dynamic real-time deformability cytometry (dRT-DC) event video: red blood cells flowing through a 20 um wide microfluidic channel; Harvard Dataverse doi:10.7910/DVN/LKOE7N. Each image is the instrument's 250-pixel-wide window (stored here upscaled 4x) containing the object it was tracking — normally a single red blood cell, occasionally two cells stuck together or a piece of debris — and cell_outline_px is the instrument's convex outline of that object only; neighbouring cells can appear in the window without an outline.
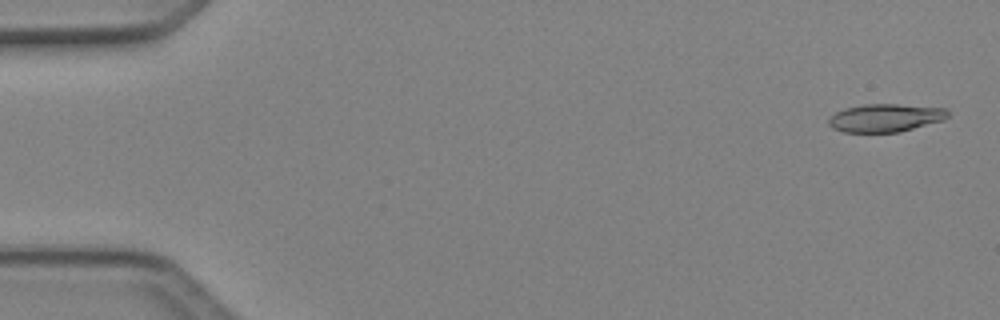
{"species": "Egyptian fruit bat (a non-hibernating species)", "species_latin": "Rousettus aegyptiacus", "temperature_condition": "cold", "stored_images_in_passage": 6, "camera_frame_rate_fps": 3000, "um_per_image_px": 0.085, "animal": {"sex": "female"}, "frame": {"image": 1, "passage_image": 1, "time_ms": 0.0, "image_size_px": [1000, 320], "cell_outline_px": [[948, 116], [944, 120], [900, 132], [844, 132], [832, 128], [828, 124], [828, 120], [836, 112], [844, 108], [864, 104], [896, 104], [948, 108]], "centroid_in_image_um": [75.27, 10.01], "position_along_channel_um": 9.7, "area_um2": 19.54}}
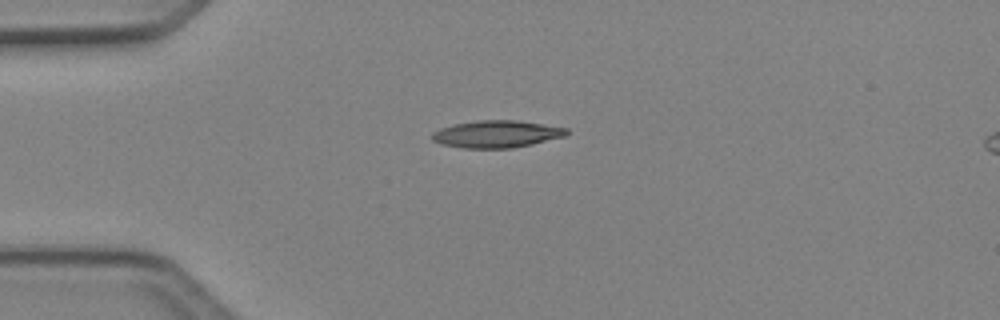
{"frame": {"image": 2, "passage_image": 4, "time_ms": 1.0, "image_size_px": [1000, 320], "cell_outline_px": [[568, 132], [564, 136], [532, 144], [512, 148], [464, 148], [440, 144], [432, 140], [432, 132], [440, 128], [452, 124], [476, 120], [516, 120], [568, 128]], "centroid_in_image_um": [42.16, 11.39], "position_along_channel_um": 42.8, "area_um2": 21.33}}
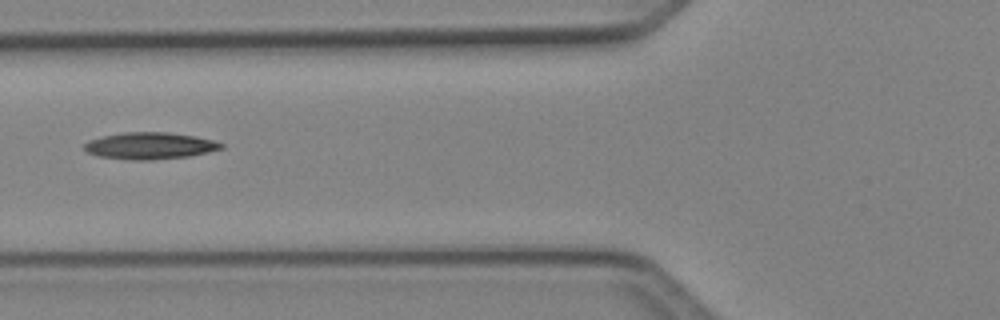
{"frame": {"image": 3, "passage_image": 6, "time_ms": 1.667, "image_size_px": [1000, 320], "cell_outline_px": [[224, 148], [208, 152], [188, 156], [152, 160], [132, 160], [100, 156], [88, 152], [84, 148], [84, 144], [88, 140], [104, 136], [124, 132], [168, 132], [196, 136], [212, 140], [224, 144]], "centroid_in_image_um": [12.76, 12.39], "position_along_channel_um": 113.0, "area_um2": 21.27}}